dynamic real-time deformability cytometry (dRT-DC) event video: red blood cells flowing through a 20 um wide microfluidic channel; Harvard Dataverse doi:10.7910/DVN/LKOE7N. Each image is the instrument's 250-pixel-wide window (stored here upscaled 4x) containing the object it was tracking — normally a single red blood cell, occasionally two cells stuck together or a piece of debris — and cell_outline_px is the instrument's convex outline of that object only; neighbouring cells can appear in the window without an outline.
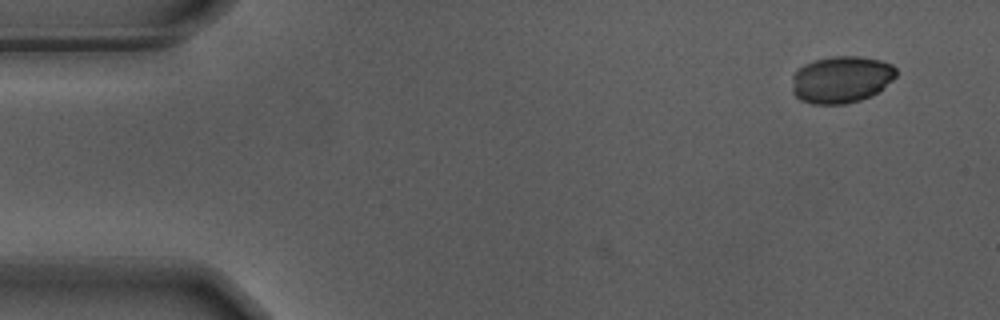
{"species": "Egyptian fruit bat (a non-hibernating species)", "species_latin": "Rousettus aegyptiacus", "temperature_condition": "warm", "stored_images_in_passage": 12, "camera_frame_rate_fps": 3000, "um_per_image_px": 0.085, "animal": {"sex": "male"}, "frame": {"image": 1, "passage_image": 1, "time_ms": 0.0, "image_size_px": [1000, 320], "cell_outline_px": [[896, 76], [892, 80], [872, 96], [860, 100], [844, 104], [812, 104], [800, 100], [792, 92], [792, 76], [804, 64], [812, 60], [832, 56], [860, 56], [880, 60], [892, 64], [896, 68]], "centroid_in_image_um": [71.5, 6.75], "position_along_channel_um": 13.5, "area_um2": 28.67}}